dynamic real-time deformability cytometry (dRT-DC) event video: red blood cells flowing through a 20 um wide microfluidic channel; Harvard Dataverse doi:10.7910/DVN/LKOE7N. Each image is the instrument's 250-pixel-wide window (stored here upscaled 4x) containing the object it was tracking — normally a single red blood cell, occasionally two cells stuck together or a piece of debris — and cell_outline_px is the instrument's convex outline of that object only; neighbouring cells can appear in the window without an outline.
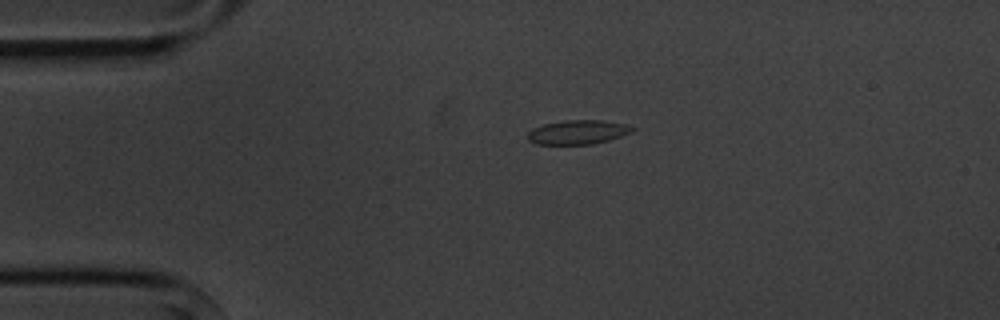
{"species": "common noctule bat (a hibernating species)", "species_latin": "Nyctalus noctula", "temperature_condition": "cold", "stored_images_in_passage": 2, "camera_frame_rate_fps": 3000, "um_per_image_px": 0.085, "animal": {"sex": "male", "body_mass_g": 20.1, "forearm_length_mm": 53.5}, "frame": {"image": 1, "passage_image": 1, "time_ms": 0.0, "image_size_px": [1000, 320], "cell_outline_px": [[636, 128], [632, 132], [608, 140], [592, 144], [536, 144], [528, 140], [528, 132], [532, 128], [544, 124], [564, 120], [604, 120], [624, 124]], "centroid_in_image_um": [49.1, 11.23], "position_along_channel_um": 35.9, "area_um2": 14.68}}